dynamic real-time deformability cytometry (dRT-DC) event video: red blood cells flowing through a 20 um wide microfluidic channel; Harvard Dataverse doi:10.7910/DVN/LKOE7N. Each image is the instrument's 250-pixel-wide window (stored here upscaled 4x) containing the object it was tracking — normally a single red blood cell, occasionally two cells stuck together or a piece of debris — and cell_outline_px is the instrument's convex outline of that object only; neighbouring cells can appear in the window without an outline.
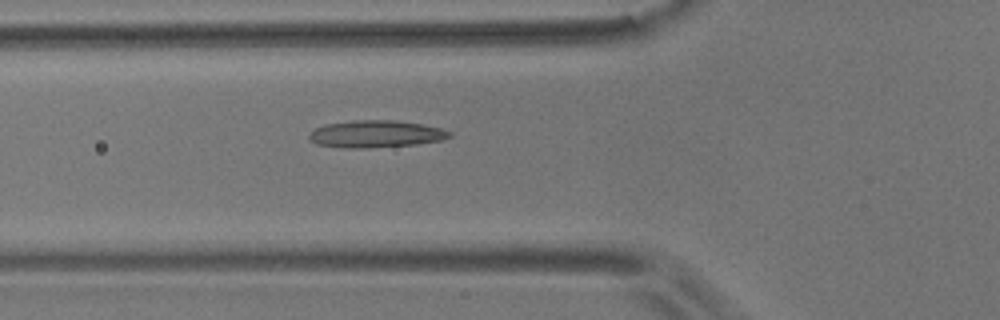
{"species": "common noctule bat (a hibernating species)", "species_latin": "Nyctalus noctula", "temperature_condition": "room temperature", "stored_images_in_passage": 4, "camera_frame_rate_fps": 3000, "um_per_image_px": 0.085, "animal": {"sex": "male", "body_mass_g": 17.9}, "frame": {"image": 1, "passage_image": 4, "time_ms": 3.333, "image_size_px": [1000, 320], "cell_outline_px": [[452, 136], [444, 140], [416, 144], [368, 148], [340, 148], [316, 144], [308, 140], [308, 136], [316, 128], [324, 124], [352, 120], [392, 120], [420, 124], [440, 128], [452, 132]], "centroid_in_image_um": [31.92, 11.39], "position_along_channel_um": 93.9, "area_um2": 22.37}}